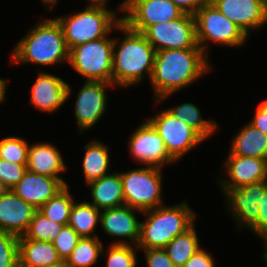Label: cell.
Segmentation results:
<instances>
[{"mask_svg": "<svg viewBox=\"0 0 267 267\" xmlns=\"http://www.w3.org/2000/svg\"><path fill=\"white\" fill-rule=\"evenodd\" d=\"M68 189L69 187L66 185L61 191L38 209L49 220L64 226L69 223L71 208L74 204L73 197Z\"/></svg>", "mask_w": 267, "mask_h": 267, "instance_id": "obj_30", "label": "cell"}, {"mask_svg": "<svg viewBox=\"0 0 267 267\" xmlns=\"http://www.w3.org/2000/svg\"><path fill=\"white\" fill-rule=\"evenodd\" d=\"M48 267H70V266L67 264L66 260H62L59 263L50 265Z\"/></svg>", "mask_w": 267, "mask_h": 267, "instance_id": "obj_46", "label": "cell"}, {"mask_svg": "<svg viewBox=\"0 0 267 267\" xmlns=\"http://www.w3.org/2000/svg\"><path fill=\"white\" fill-rule=\"evenodd\" d=\"M147 217L140 222V238L136 249L164 248L177 235L194 225L196 214L187 202L173 206L161 205L143 211Z\"/></svg>", "mask_w": 267, "mask_h": 267, "instance_id": "obj_4", "label": "cell"}, {"mask_svg": "<svg viewBox=\"0 0 267 267\" xmlns=\"http://www.w3.org/2000/svg\"><path fill=\"white\" fill-rule=\"evenodd\" d=\"M37 209L12 190L0 198V231L22 236Z\"/></svg>", "mask_w": 267, "mask_h": 267, "instance_id": "obj_19", "label": "cell"}, {"mask_svg": "<svg viewBox=\"0 0 267 267\" xmlns=\"http://www.w3.org/2000/svg\"><path fill=\"white\" fill-rule=\"evenodd\" d=\"M229 179L219 181L222 189H236L267 180V160L228 154L223 164Z\"/></svg>", "mask_w": 267, "mask_h": 267, "instance_id": "obj_16", "label": "cell"}, {"mask_svg": "<svg viewBox=\"0 0 267 267\" xmlns=\"http://www.w3.org/2000/svg\"><path fill=\"white\" fill-rule=\"evenodd\" d=\"M64 187L65 185L57 178L27 170L11 190L38 210Z\"/></svg>", "mask_w": 267, "mask_h": 267, "instance_id": "obj_18", "label": "cell"}, {"mask_svg": "<svg viewBox=\"0 0 267 267\" xmlns=\"http://www.w3.org/2000/svg\"><path fill=\"white\" fill-rule=\"evenodd\" d=\"M90 5L106 6L108 0H88Z\"/></svg>", "mask_w": 267, "mask_h": 267, "instance_id": "obj_45", "label": "cell"}, {"mask_svg": "<svg viewBox=\"0 0 267 267\" xmlns=\"http://www.w3.org/2000/svg\"><path fill=\"white\" fill-rule=\"evenodd\" d=\"M119 11L122 22L131 30L143 33L149 26L180 18L184 12L170 0H124Z\"/></svg>", "mask_w": 267, "mask_h": 267, "instance_id": "obj_9", "label": "cell"}, {"mask_svg": "<svg viewBox=\"0 0 267 267\" xmlns=\"http://www.w3.org/2000/svg\"><path fill=\"white\" fill-rule=\"evenodd\" d=\"M249 122L256 129L261 130L267 135V101L261 102L256 109L254 117Z\"/></svg>", "mask_w": 267, "mask_h": 267, "instance_id": "obj_40", "label": "cell"}, {"mask_svg": "<svg viewBox=\"0 0 267 267\" xmlns=\"http://www.w3.org/2000/svg\"><path fill=\"white\" fill-rule=\"evenodd\" d=\"M226 196L228 211L234 216L239 228L247 227L256 234V220L261 199V181L236 189H221Z\"/></svg>", "mask_w": 267, "mask_h": 267, "instance_id": "obj_14", "label": "cell"}, {"mask_svg": "<svg viewBox=\"0 0 267 267\" xmlns=\"http://www.w3.org/2000/svg\"><path fill=\"white\" fill-rule=\"evenodd\" d=\"M231 144L229 154L267 160V135L250 123L242 127Z\"/></svg>", "mask_w": 267, "mask_h": 267, "instance_id": "obj_24", "label": "cell"}, {"mask_svg": "<svg viewBox=\"0 0 267 267\" xmlns=\"http://www.w3.org/2000/svg\"><path fill=\"white\" fill-rule=\"evenodd\" d=\"M194 225L177 235L164 247L175 266H183L199 249H201Z\"/></svg>", "mask_w": 267, "mask_h": 267, "instance_id": "obj_27", "label": "cell"}, {"mask_svg": "<svg viewBox=\"0 0 267 267\" xmlns=\"http://www.w3.org/2000/svg\"><path fill=\"white\" fill-rule=\"evenodd\" d=\"M214 261V257L201 248L181 267H215Z\"/></svg>", "mask_w": 267, "mask_h": 267, "instance_id": "obj_39", "label": "cell"}, {"mask_svg": "<svg viewBox=\"0 0 267 267\" xmlns=\"http://www.w3.org/2000/svg\"><path fill=\"white\" fill-rule=\"evenodd\" d=\"M19 267H48L59 263L58 256L52 242L18 238Z\"/></svg>", "mask_w": 267, "mask_h": 267, "instance_id": "obj_22", "label": "cell"}, {"mask_svg": "<svg viewBox=\"0 0 267 267\" xmlns=\"http://www.w3.org/2000/svg\"><path fill=\"white\" fill-rule=\"evenodd\" d=\"M107 257V267H136V251L123 240L110 244Z\"/></svg>", "mask_w": 267, "mask_h": 267, "instance_id": "obj_33", "label": "cell"}, {"mask_svg": "<svg viewBox=\"0 0 267 267\" xmlns=\"http://www.w3.org/2000/svg\"><path fill=\"white\" fill-rule=\"evenodd\" d=\"M80 238L71 226H63L58 236L52 242L61 260H66L71 255Z\"/></svg>", "mask_w": 267, "mask_h": 267, "instance_id": "obj_35", "label": "cell"}, {"mask_svg": "<svg viewBox=\"0 0 267 267\" xmlns=\"http://www.w3.org/2000/svg\"><path fill=\"white\" fill-rule=\"evenodd\" d=\"M97 209L118 208L125 205L123 184L119 172L110 173L89 184Z\"/></svg>", "mask_w": 267, "mask_h": 267, "instance_id": "obj_23", "label": "cell"}, {"mask_svg": "<svg viewBox=\"0 0 267 267\" xmlns=\"http://www.w3.org/2000/svg\"><path fill=\"white\" fill-rule=\"evenodd\" d=\"M104 251L99 237L80 238L66 262L70 267H91Z\"/></svg>", "mask_w": 267, "mask_h": 267, "instance_id": "obj_28", "label": "cell"}, {"mask_svg": "<svg viewBox=\"0 0 267 267\" xmlns=\"http://www.w3.org/2000/svg\"><path fill=\"white\" fill-rule=\"evenodd\" d=\"M112 83L85 81L75 101V117L78 130L83 133L96 125L106 111L107 94L105 88Z\"/></svg>", "mask_w": 267, "mask_h": 267, "instance_id": "obj_13", "label": "cell"}, {"mask_svg": "<svg viewBox=\"0 0 267 267\" xmlns=\"http://www.w3.org/2000/svg\"><path fill=\"white\" fill-rule=\"evenodd\" d=\"M248 37L251 29L267 23V6L261 0H210Z\"/></svg>", "mask_w": 267, "mask_h": 267, "instance_id": "obj_15", "label": "cell"}, {"mask_svg": "<svg viewBox=\"0 0 267 267\" xmlns=\"http://www.w3.org/2000/svg\"><path fill=\"white\" fill-rule=\"evenodd\" d=\"M64 225L49 220L39 210L36 211L27 231L18 238L53 242Z\"/></svg>", "mask_w": 267, "mask_h": 267, "instance_id": "obj_31", "label": "cell"}, {"mask_svg": "<svg viewBox=\"0 0 267 267\" xmlns=\"http://www.w3.org/2000/svg\"><path fill=\"white\" fill-rule=\"evenodd\" d=\"M106 6L88 5L70 16L55 18L60 24L69 51L81 44L106 37L122 21Z\"/></svg>", "mask_w": 267, "mask_h": 267, "instance_id": "obj_5", "label": "cell"}, {"mask_svg": "<svg viewBox=\"0 0 267 267\" xmlns=\"http://www.w3.org/2000/svg\"><path fill=\"white\" fill-rule=\"evenodd\" d=\"M116 29L123 31L125 37L120 43L118 38L114 39L112 84L121 87L139 84L145 73L151 78L156 54L153 46L142 33L131 30L122 21Z\"/></svg>", "mask_w": 267, "mask_h": 267, "instance_id": "obj_2", "label": "cell"}, {"mask_svg": "<svg viewBox=\"0 0 267 267\" xmlns=\"http://www.w3.org/2000/svg\"><path fill=\"white\" fill-rule=\"evenodd\" d=\"M136 211L142 213L140 210L126 205L101 210V227L106 234L112 237L128 238L136 246L140 238L141 222L135 216Z\"/></svg>", "mask_w": 267, "mask_h": 267, "instance_id": "obj_20", "label": "cell"}, {"mask_svg": "<svg viewBox=\"0 0 267 267\" xmlns=\"http://www.w3.org/2000/svg\"><path fill=\"white\" fill-rule=\"evenodd\" d=\"M257 204L259 213L256 220V235L265 242L267 240V180L261 181V199Z\"/></svg>", "mask_w": 267, "mask_h": 267, "instance_id": "obj_37", "label": "cell"}, {"mask_svg": "<svg viewBox=\"0 0 267 267\" xmlns=\"http://www.w3.org/2000/svg\"><path fill=\"white\" fill-rule=\"evenodd\" d=\"M267 6V0H261Z\"/></svg>", "mask_w": 267, "mask_h": 267, "instance_id": "obj_48", "label": "cell"}, {"mask_svg": "<svg viewBox=\"0 0 267 267\" xmlns=\"http://www.w3.org/2000/svg\"><path fill=\"white\" fill-rule=\"evenodd\" d=\"M207 57L201 48L157 51L150 78L157 104L208 73Z\"/></svg>", "mask_w": 267, "mask_h": 267, "instance_id": "obj_1", "label": "cell"}, {"mask_svg": "<svg viewBox=\"0 0 267 267\" xmlns=\"http://www.w3.org/2000/svg\"><path fill=\"white\" fill-rule=\"evenodd\" d=\"M128 145L131 157L143 165L163 168L165 164L176 162L167 153L160 135L147 120L136 128Z\"/></svg>", "mask_w": 267, "mask_h": 267, "instance_id": "obj_12", "label": "cell"}, {"mask_svg": "<svg viewBox=\"0 0 267 267\" xmlns=\"http://www.w3.org/2000/svg\"><path fill=\"white\" fill-rule=\"evenodd\" d=\"M29 146L23 138L5 137L0 140V158L16 164L27 165Z\"/></svg>", "mask_w": 267, "mask_h": 267, "instance_id": "obj_32", "label": "cell"}, {"mask_svg": "<svg viewBox=\"0 0 267 267\" xmlns=\"http://www.w3.org/2000/svg\"><path fill=\"white\" fill-rule=\"evenodd\" d=\"M155 51L167 49L200 48L196 40L193 15L183 14L169 22L149 26L142 33Z\"/></svg>", "mask_w": 267, "mask_h": 267, "instance_id": "obj_11", "label": "cell"}, {"mask_svg": "<svg viewBox=\"0 0 267 267\" xmlns=\"http://www.w3.org/2000/svg\"><path fill=\"white\" fill-rule=\"evenodd\" d=\"M45 5H48L47 9L52 10L56 6L58 0H42Z\"/></svg>", "mask_w": 267, "mask_h": 267, "instance_id": "obj_44", "label": "cell"}, {"mask_svg": "<svg viewBox=\"0 0 267 267\" xmlns=\"http://www.w3.org/2000/svg\"><path fill=\"white\" fill-rule=\"evenodd\" d=\"M11 189L0 180V198L7 194Z\"/></svg>", "mask_w": 267, "mask_h": 267, "instance_id": "obj_43", "label": "cell"}, {"mask_svg": "<svg viewBox=\"0 0 267 267\" xmlns=\"http://www.w3.org/2000/svg\"><path fill=\"white\" fill-rule=\"evenodd\" d=\"M0 267H19L18 236L0 231Z\"/></svg>", "mask_w": 267, "mask_h": 267, "instance_id": "obj_34", "label": "cell"}, {"mask_svg": "<svg viewBox=\"0 0 267 267\" xmlns=\"http://www.w3.org/2000/svg\"><path fill=\"white\" fill-rule=\"evenodd\" d=\"M13 63H34L51 66L69 62V49L60 24L55 18L42 20L35 25L15 46Z\"/></svg>", "mask_w": 267, "mask_h": 267, "instance_id": "obj_3", "label": "cell"}, {"mask_svg": "<svg viewBox=\"0 0 267 267\" xmlns=\"http://www.w3.org/2000/svg\"><path fill=\"white\" fill-rule=\"evenodd\" d=\"M185 14L194 15L209 0H170Z\"/></svg>", "mask_w": 267, "mask_h": 267, "instance_id": "obj_41", "label": "cell"}, {"mask_svg": "<svg viewBox=\"0 0 267 267\" xmlns=\"http://www.w3.org/2000/svg\"><path fill=\"white\" fill-rule=\"evenodd\" d=\"M100 209L87 201L74 203L68 225L71 226L81 237H98L94 235V230L97 223H100ZM93 234V235H91Z\"/></svg>", "mask_w": 267, "mask_h": 267, "instance_id": "obj_26", "label": "cell"}, {"mask_svg": "<svg viewBox=\"0 0 267 267\" xmlns=\"http://www.w3.org/2000/svg\"><path fill=\"white\" fill-rule=\"evenodd\" d=\"M30 91V103L42 112H54L68 100L72 92L66 81L46 72L39 73Z\"/></svg>", "mask_w": 267, "mask_h": 267, "instance_id": "obj_17", "label": "cell"}, {"mask_svg": "<svg viewBox=\"0 0 267 267\" xmlns=\"http://www.w3.org/2000/svg\"><path fill=\"white\" fill-rule=\"evenodd\" d=\"M167 110L192 127L205 140L214 134L213 132L217 129L215 122L202 119L199 108L192 103H183L174 108H167Z\"/></svg>", "mask_w": 267, "mask_h": 267, "instance_id": "obj_29", "label": "cell"}, {"mask_svg": "<svg viewBox=\"0 0 267 267\" xmlns=\"http://www.w3.org/2000/svg\"><path fill=\"white\" fill-rule=\"evenodd\" d=\"M148 267H177L168 257L164 248L142 249Z\"/></svg>", "mask_w": 267, "mask_h": 267, "instance_id": "obj_38", "label": "cell"}, {"mask_svg": "<svg viewBox=\"0 0 267 267\" xmlns=\"http://www.w3.org/2000/svg\"><path fill=\"white\" fill-rule=\"evenodd\" d=\"M161 174V167L149 165L120 173L125 205L141 212L163 205Z\"/></svg>", "mask_w": 267, "mask_h": 267, "instance_id": "obj_7", "label": "cell"}, {"mask_svg": "<svg viewBox=\"0 0 267 267\" xmlns=\"http://www.w3.org/2000/svg\"><path fill=\"white\" fill-rule=\"evenodd\" d=\"M84 148L82 167L86 184L89 185L108 174L110 157L108 147L98 140H92Z\"/></svg>", "mask_w": 267, "mask_h": 267, "instance_id": "obj_25", "label": "cell"}, {"mask_svg": "<svg viewBox=\"0 0 267 267\" xmlns=\"http://www.w3.org/2000/svg\"><path fill=\"white\" fill-rule=\"evenodd\" d=\"M27 165L16 164L0 158V180L12 189L23 178Z\"/></svg>", "mask_w": 267, "mask_h": 267, "instance_id": "obj_36", "label": "cell"}, {"mask_svg": "<svg viewBox=\"0 0 267 267\" xmlns=\"http://www.w3.org/2000/svg\"><path fill=\"white\" fill-rule=\"evenodd\" d=\"M66 165L60 151L49 143H38L29 146L27 170L40 175L59 179L65 186L68 185L60 173H64Z\"/></svg>", "mask_w": 267, "mask_h": 267, "instance_id": "obj_21", "label": "cell"}, {"mask_svg": "<svg viewBox=\"0 0 267 267\" xmlns=\"http://www.w3.org/2000/svg\"><path fill=\"white\" fill-rule=\"evenodd\" d=\"M114 38L103 37L72 48L69 62L85 81L112 83Z\"/></svg>", "mask_w": 267, "mask_h": 267, "instance_id": "obj_6", "label": "cell"}, {"mask_svg": "<svg viewBox=\"0 0 267 267\" xmlns=\"http://www.w3.org/2000/svg\"><path fill=\"white\" fill-rule=\"evenodd\" d=\"M160 135L167 153L178 161L205 139L192 127L175 117L167 109L146 119Z\"/></svg>", "mask_w": 267, "mask_h": 267, "instance_id": "obj_10", "label": "cell"}, {"mask_svg": "<svg viewBox=\"0 0 267 267\" xmlns=\"http://www.w3.org/2000/svg\"><path fill=\"white\" fill-rule=\"evenodd\" d=\"M193 16L197 44L207 56L209 40L231 47H239L247 41L248 36L222 14L210 0Z\"/></svg>", "mask_w": 267, "mask_h": 267, "instance_id": "obj_8", "label": "cell"}, {"mask_svg": "<svg viewBox=\"0 0 267 267\" xmlns=\"http://www.w3.org/2000/svg\"><path fill=\"white\" fill-rule=\"evenodd\" d=\"M264 244L266 250H264L262 254H263V259L267 265V240L264 242Z\"/></svg>", "mask_w": 267, "mask_h": 267, "instance_id": "obj_47", "label": "cell"}, {"mask_svg": "<svg viewBox=\"0 0 267 267\" xmlns=\"http://www.w3.org/2000/svg\"><path fill=\"white\" fill-rule=\"evenodd\" d=\"M6 88H7V81L6 79L0 78V104L2 101L6 99Z\"/></svg>", "mask_w": 267, "mask_h": 267, "instance_id": "obj_42", "label": "cell"}]
</instances>
